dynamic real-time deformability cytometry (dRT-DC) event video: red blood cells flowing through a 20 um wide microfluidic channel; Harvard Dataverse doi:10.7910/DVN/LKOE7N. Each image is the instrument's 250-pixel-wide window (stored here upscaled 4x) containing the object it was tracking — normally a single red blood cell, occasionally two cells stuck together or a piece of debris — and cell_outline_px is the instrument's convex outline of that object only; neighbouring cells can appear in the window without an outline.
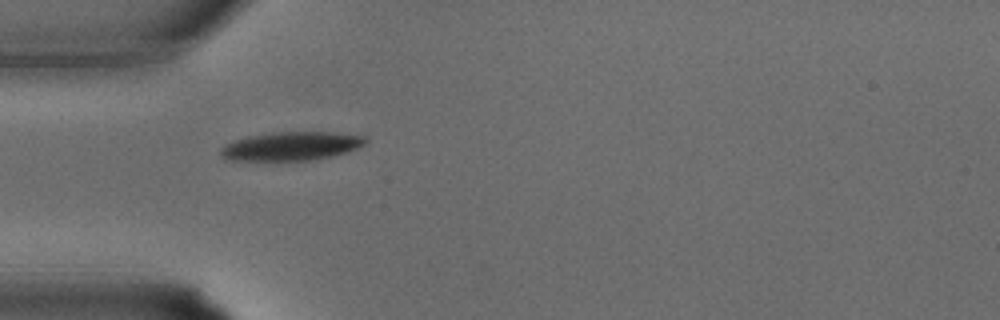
{"species": "common noctule bat (a hibernating species)", "species_latin": "Nyctalus noctula", "temperature_condition": "warm", "stored_images_in_passage": 21, "camera_frame_rate_fps": 3000, "um_per_image_px": 0.085, "animal": {"sex": "male", "body_mass_g": 15.6}, "frame": {"image": 1, "passage_image": 1, "time_ms": 0.0, "image_size_px": [1000, 320], "cell_outline_px": [[368, 140], [364, 144], [356, 148], [332, 156], [316, 160], [224, 160], [220, 152], [220, 148], [224, 144], [248, 136], [280, 132], [332, 132], [364, 136]], "centroid_in_image_um": [24.73, 12.42], "position_along_channel_um": 60.3, "area_um2": 23.99}}
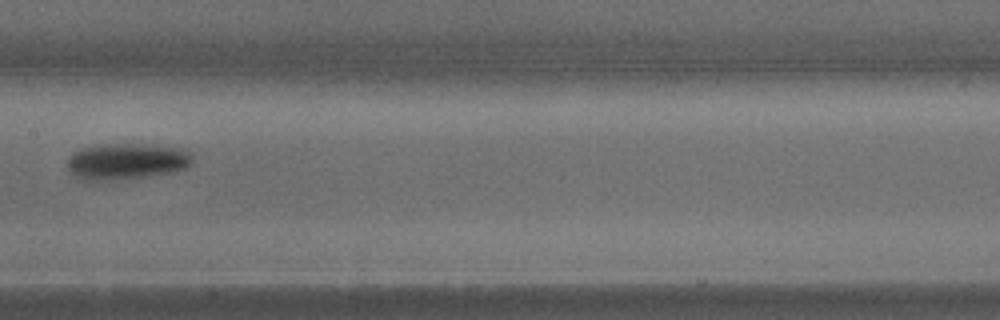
{"frame": {"image": 2, "passage_image": 8, "time_ms": 2.333, "image_size_px": [1000, 320], "cell_outline_px": [[192, 164], [184, 168], [172, 172], [148, 176], [112, 180], [80, 180], [68, 172], [68, 156], [72, 152], [80, 148], [96, 144], [136, 144], [180, 148], [188, 152], [192, 156]], "centroid_in_image_um": [10.68, 13.71], "position_along_channel_um": 196.7, "area_um2": 26.53}}
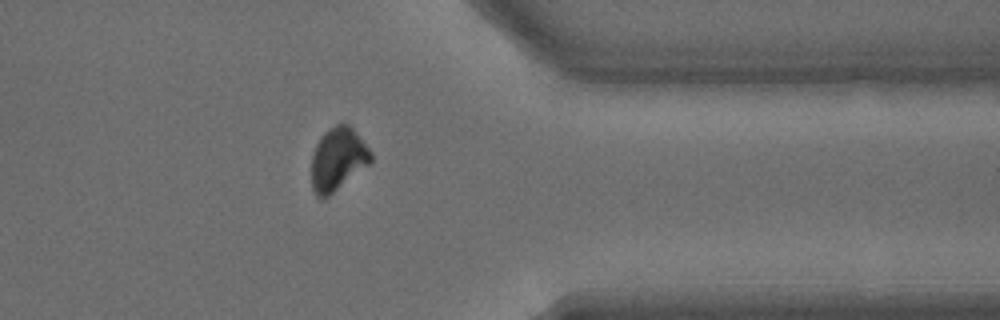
{"frame": {"image": 3, "passage_image": 18, "time_ms": 5.667, "image_size_px": [1000, 320], "cell_outline_px": [[372, 160], [368, 164], [324, 200], [316, 196], [312, 188], [312, 152], [316, 144], [324, 132], [328, 128], [344, 120], [356, 132], [372, 152]], "centroid_in_image_um": [28.7, 13.5], "position_along_channel_um": 382.7, "area_um2": 21.85}}